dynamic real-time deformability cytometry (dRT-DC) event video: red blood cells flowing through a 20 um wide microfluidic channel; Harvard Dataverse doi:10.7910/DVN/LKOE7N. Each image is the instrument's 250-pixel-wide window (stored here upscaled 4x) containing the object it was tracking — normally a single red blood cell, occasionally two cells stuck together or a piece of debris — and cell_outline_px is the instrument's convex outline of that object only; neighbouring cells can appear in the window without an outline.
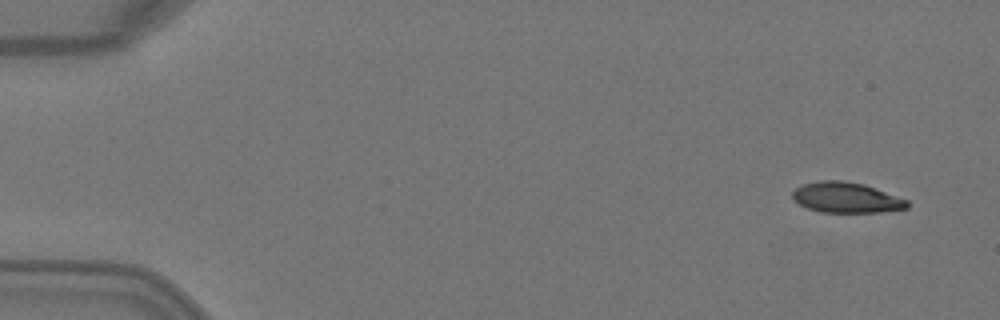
{"species": "Egyptian fruit bat (a non-hibernating species)", "species_latin": "Rousettus aegyptiacus", "temperature_condition": "warm", "stored_images_in_passage": 6, "camera_frame_rate_fps": 3000, "um_per_image_px": 0.085, "animal": {"sex": "female"}, "frame": {"image": 1, "passage_image": 1, "time_ms": 0.0, "image_size_px": [1000, 320], "cell_outline_px": [[912, 204], [908, 208], [880, 212], [820, 212], [808, 208], [800, 204], [792, 196], [792, 192], [800, 184], [816, 180], [840, 180], [864, 184], [908, 200]], "centroid_in_image_um": [71.94, 16.78], "position_along_channel_um": 13.1, "area_um2": 20.46}}
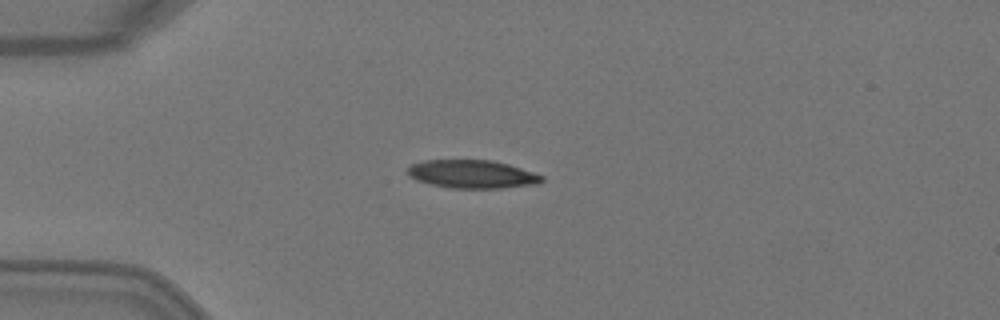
{"frame": {"image": 2, "passage_image": 4, "time_ms": 1.0, "image_size_px": [1000, 320], "cell_outline_px": [[544, 180], [540, 184], [500, 188], [448, 188], [416, 180], [408, 172], [408, 168], [412, 164], [424, 160], [492, 160], [508, 164], [544, 176]], "centroid_in_image_um": [40.17, 14.8], "position_along_channel_um": 44.8, "area_um2": 21.96}}
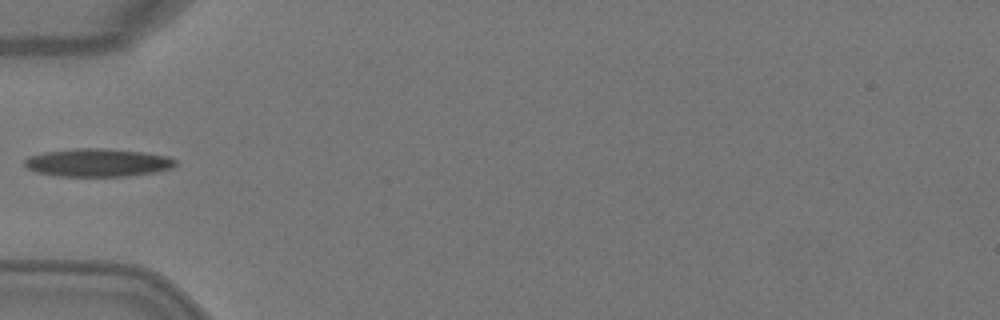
{"frame": {"image": 3, "passage_image": 5, "time_ms": 1.333, "image_size_px": [1000, 320], "cell_outline_px": [[176, 164], [172, 168], [156, 172], [124, 176], [56, 176], [36, 172], [28, 168], [24, 164], [24, 160], [28, 156], [44, 152], [76, 148], [104, 148], [140, 152], [168, 156], [176, 160]], "centroid_in_image_um": [8.29, 13.82], "position_along_channel_um": 76.7, "area_um2": 24.62}}